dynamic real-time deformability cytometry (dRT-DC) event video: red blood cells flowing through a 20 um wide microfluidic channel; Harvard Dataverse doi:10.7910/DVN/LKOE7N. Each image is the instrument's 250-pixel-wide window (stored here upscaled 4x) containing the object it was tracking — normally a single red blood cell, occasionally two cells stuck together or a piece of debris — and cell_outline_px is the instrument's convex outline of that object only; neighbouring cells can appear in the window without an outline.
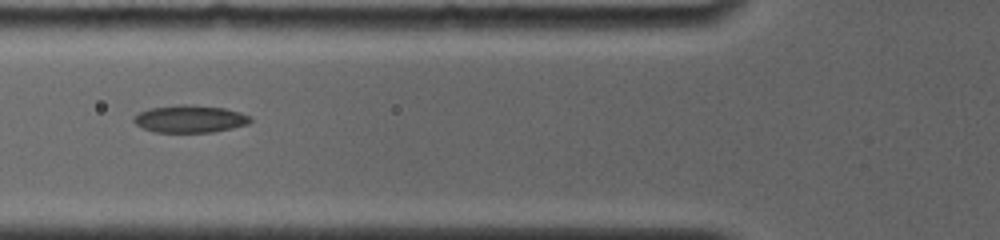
{"species": "common noctule bat (a hibernating species)", "species_latin": "Nyctalus noctula", "temperature_condition": "room temperature", "stored_images_in_passage": 8, "camera_frame_rate_fps": 4000, "um_per_image_px": 0.085, "animal": {"sex": "female", "body_mass_g": 19.0, "forearm_length_mm": 56.7}, "frame": {"image": 1, "passage_image": 7, "time_ms": 5.5, "image_size_px": [1000, 240], "cell_outline_px": [[252, 120], [248, 124], [232, 128], [212, 132], [152, 132], [136, 124], [132, 120], [140, 112], [148, 108], [180, 104], [188, 104], [224, 108], [240, 112], [248, 116]], "centroid_in_image_um": [16.13, 10.1], "position_along_channel_um": 109.7, "area_um2": 18.55}}